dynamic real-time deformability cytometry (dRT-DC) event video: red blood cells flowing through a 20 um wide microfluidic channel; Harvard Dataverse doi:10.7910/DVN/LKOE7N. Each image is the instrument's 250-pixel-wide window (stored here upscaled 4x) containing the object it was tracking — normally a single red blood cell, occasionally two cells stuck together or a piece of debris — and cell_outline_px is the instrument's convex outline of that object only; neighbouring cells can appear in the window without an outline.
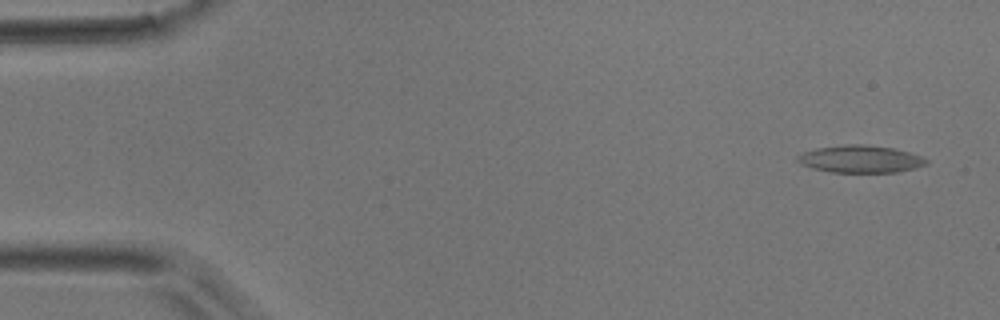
{"species": "common noctule bat (a hibernating species)", "species_latin": "Nyctalus noctula", "temperature_condition": "room temperature", "stored_images_in_passage": 50, "camera_frame_rate_fps": 3000, "um_per_image_px": 0.085, "animal": {"sex": "male", "body_mass_g": 17.9}, "frame": {"image": 1, "passage_image": 3, "time_ms": 0.667, "image_size_px": [1000, 320], "cell_outline_px": [[928, 164], [916, 168], [896, 172], [832, 172], [812, 168], [800, 164], [796, 160], [796, 156], [804, 152], [816, 148], [848, 144], [860, 144], [892, 148], [908, 152], [920, 156], [928, 160]], "centroid_in_image_um": [73.12, 13.52], "position_along_channel_um": 11.9, "area_um2": 20.4}}
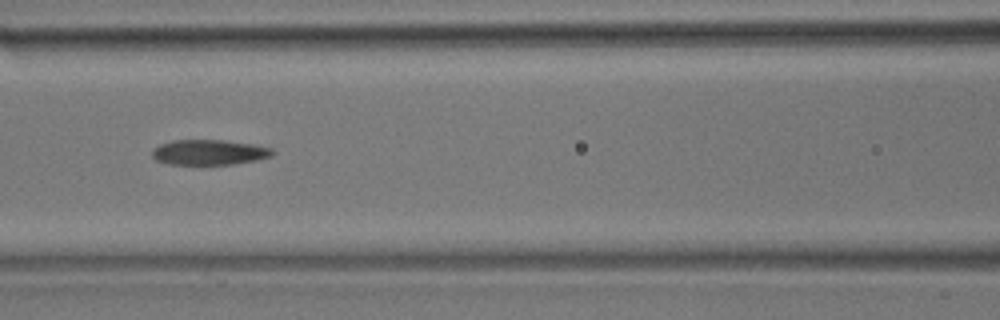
{"frame": {"image": 2, "passage_image": 22, "time_ms": 7.0, "image_size_px": [1000, 320], "cell_outline_px": [[276, 152], [272, 156], [256, 160], [232, 164], [168, 164], [156, 160], [152, 156], [152, 148], [160, 144], [172, 140], [224, 140], [252, 144], [272, 148]], "centroid_in_image_um": [17.77, 12.94], "position_along_channel_um": 148.8, "area_um2": 17.74}}
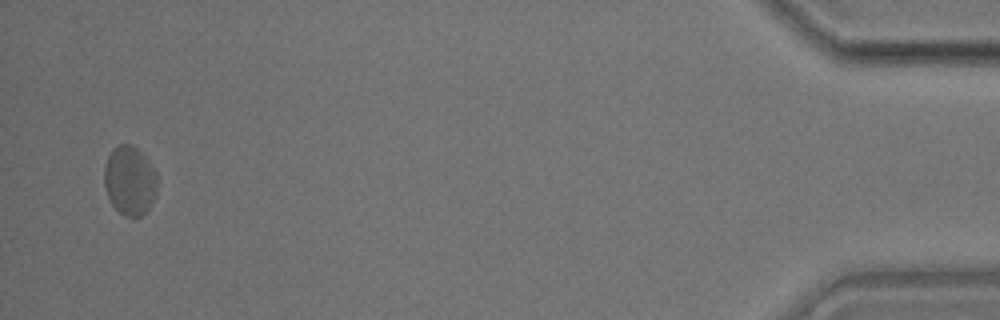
{"frame": {"image": 3, "passage_image": 49, "time_ms": 16.0, "image_size_px": [1000, 320], "cell_outline_px": [[156, 192], [152, 204], [140, 216], [124, 216], [112, 204], [104, 188], [104, 168], [108, 156], [112, 148], [116, 144], [128, 144], [136, 148], [144, 156], [156, 172]], "centroid_in_image_um": [11.0, 15.34], "position_along_channel_um": 424.2, "area_um2": 21.21}}